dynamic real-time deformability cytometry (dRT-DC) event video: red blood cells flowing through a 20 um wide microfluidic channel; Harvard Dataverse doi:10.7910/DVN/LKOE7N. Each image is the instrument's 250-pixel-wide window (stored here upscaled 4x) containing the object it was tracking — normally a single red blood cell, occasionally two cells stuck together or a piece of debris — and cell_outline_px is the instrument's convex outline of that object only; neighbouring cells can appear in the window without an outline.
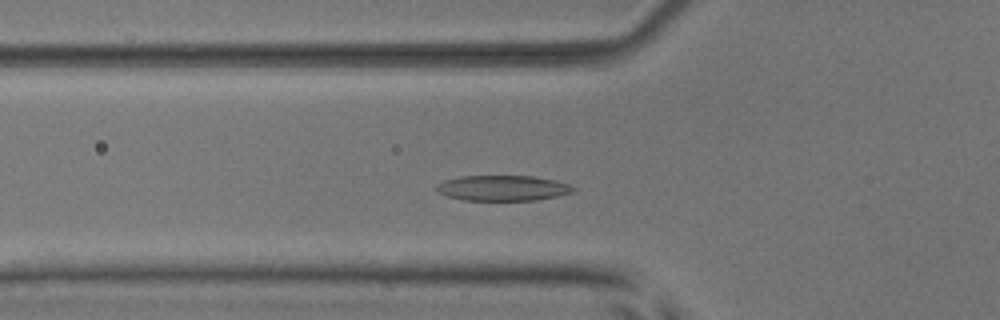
{"species": "common noctule bat (a hibernating species)", "species_latin": "Nyctalus noctula", "temperature_condition": "room temperature", "stored_images_in_passage": 49, "camera_frame_rate_fps": 3000, "um_per_image_px": 0.085, "animal": {"sex": "male", "body_mass_g": 17.9, "forearm_length_mm": 54.2}, "frame": {"image": 1, "passage_image": 14, "time_ms": 4.333, "image_size_px": [1000, 320], "cell_outline_px": [[576, 188], [572, 192], [556, 196], [536, 200], [464, 200], [448, 196], [440, 192], [436, 188], [436, 184], [444, 180], [460, 176], [532, 176], [552, 180], [568, 184]], "centroid_in_image_um": [42.71, 15.98], "position_along_channel_um": 83.1, "area_um2": 20.0}}
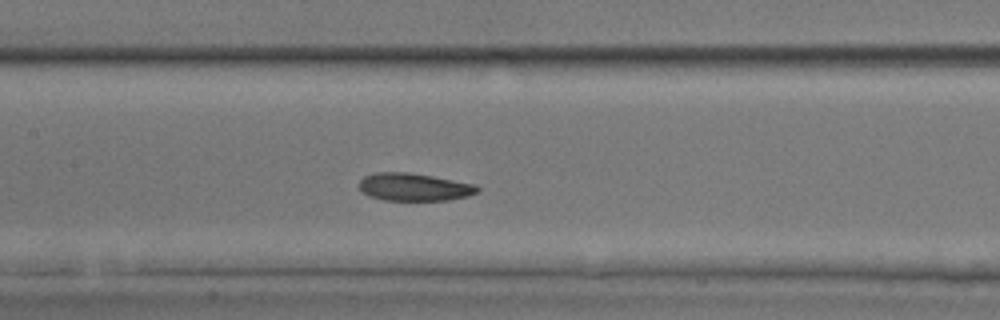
{"frame": {"image": 2, "passage_image": 21, "time_ms": 6.667, "image_size_px": [1000, 320], "cell_outline_px": [[480, 188], [476, 192], [468, 196], [448, 200], [384, 200], [368, 196], [360, 188], [360, 180], [364, 176], [376, 172], [408, 172], [432, 176], [476, 184]], "centroid_in_image_um": [35.2, 15.89], "position_along_channel_um": 172.2, "area_um2": 19.02}}
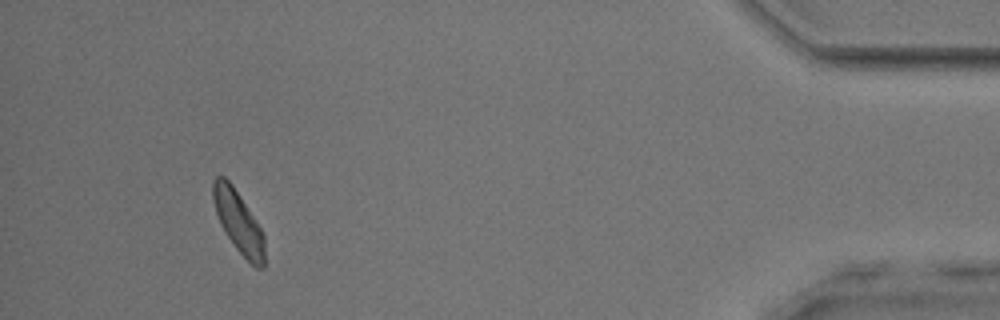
{"frame": {"image": 3, "passage_image": 45, "time_ms": 14.667, "image_size_px": [1000, 320], "cell_outline_px": [[264, 268], [256, 268], [236, 248], [220, 224], [212, 200], [212, 180], [216, 176], [224, 176], [232, 184], [240, 196], [260, 228], [264, 236]], "centroid_in_image_um": [20.24, 18.83], "position_along_channel_um": 415.0, "area_um2": 18.26}, "authors_computed_cell_mechanics": {"area_um2": 19.1318, "velocity_mm_per_s": 3.8352, "shape_relaxation_time_tau1_ms": 2.1292, "shape_relaxation_time_tau2_ms": 6.6501, "deformation_change_tau1": 0.0933, "deformation_change_tau2": 0.1695}}